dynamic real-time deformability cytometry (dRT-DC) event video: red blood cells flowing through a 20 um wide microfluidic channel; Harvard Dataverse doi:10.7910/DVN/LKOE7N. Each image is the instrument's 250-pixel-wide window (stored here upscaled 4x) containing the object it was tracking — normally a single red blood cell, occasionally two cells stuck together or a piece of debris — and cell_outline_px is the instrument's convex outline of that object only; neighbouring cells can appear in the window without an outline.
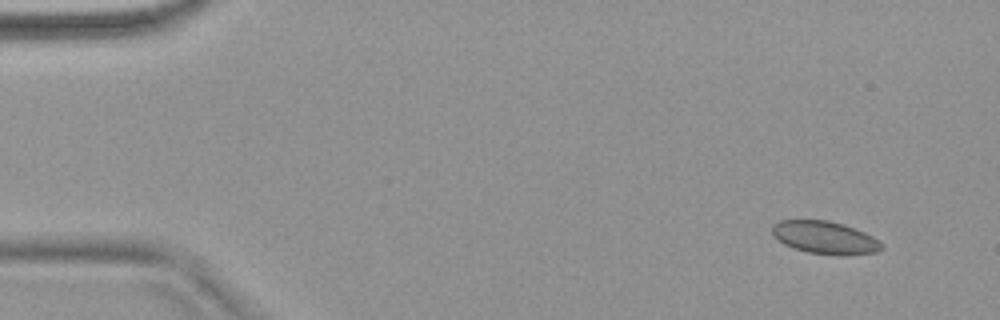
{"species": "common noctule bat (a hibernating species)", "species_latin": "Nyctalus noctula", "temperature_condition": "warm", "stored_images_in_passage": 16, "camera_frame_rate_fps": 3000, "um_per_image_px": 0.085, "animal": {"sex": "female", "body_mass_g": 18.4}, "frame": {"image": 1, "passage_image": 5, "time_ms": 1.333, "image_size_px": [1000, 320], "cell_outline_px": [[884, 248], [876, 252], [808, 252], [784, 244], [772, 236], [772, 224], [780, 220], [828, 220], [844, 224], [864, 232], [872, 236]], "centroid_in_image_um": [70.01, 20.12], "position_along_channel_um": 15.0, "area_um2": 19.83}}